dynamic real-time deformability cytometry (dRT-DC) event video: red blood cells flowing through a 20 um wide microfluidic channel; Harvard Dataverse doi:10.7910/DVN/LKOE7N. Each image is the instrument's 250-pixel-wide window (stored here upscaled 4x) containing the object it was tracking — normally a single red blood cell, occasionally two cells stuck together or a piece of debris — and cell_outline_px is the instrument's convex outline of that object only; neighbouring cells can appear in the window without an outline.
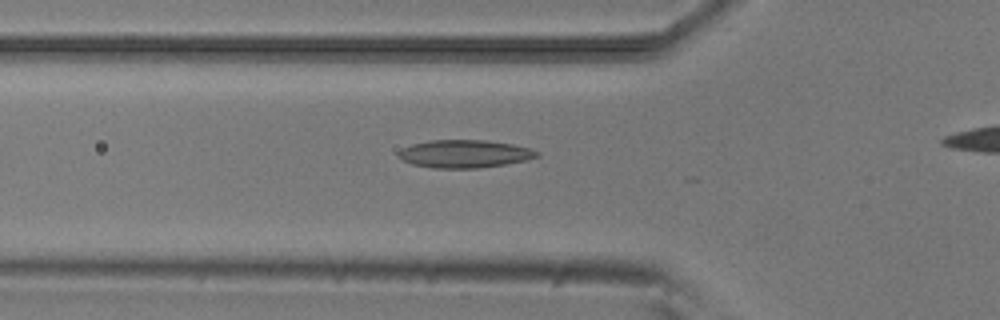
{"species": "common noctule bat (a hibernating species)", "species_latin": "Nyctalus noctula", "temperature_condition": "room temperature", "stored_images_in_passage": 16, "camera_frame_rate_fps": 3000, "um_per_image_px": 0.085, "animal": {"sex": "male", "body_mass_g": 20.5, "forearm_length_mm": 52.5}, "frame": {"image": 1, "passage_image": 11, "time_ms": 3.333, "image_size_px": [1000, 320], "cell_outline_px": [[540, 156], [524, 160], [504, 164], [480, 168], [432, 168], [412, 164], [404, 160], [396, 152], [412, 144], [428, 140], [484, 140], [512, 144], [528, 148], [540, 152]], "centroid_in_image_um": [39.48, 13.07], "position_along_channel_um": 86.3, "area_um2": 22.31}}
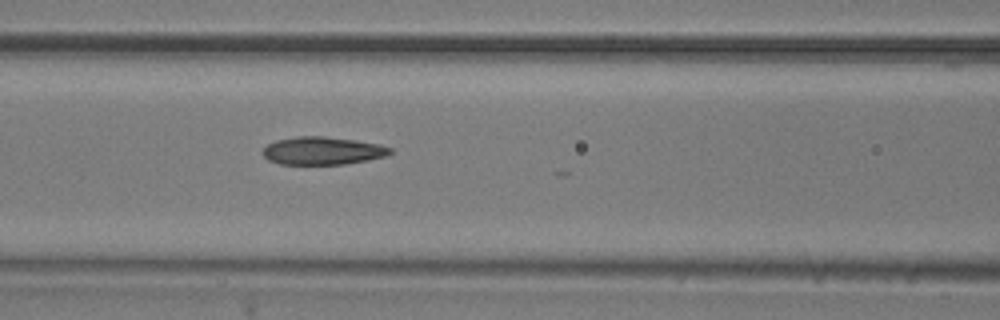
{"frame": {"image": 2, "passage_image": 15, "time_ms": 4.667, "image_size_px": [1000, 320], "cell_outline_px": [[392, 152], [384, 156], [368, 160], [344, 164], [280, 164], [268, 160], [260, 152], [268, 144], [276, 140], [296, 136], [324, 136], [356, 140], [380, 144], [392, 148]], "centroid_in_image_um": [27.4, 12.81], "position_along_channel_um": 139.2, "area_um2": 20.75}}